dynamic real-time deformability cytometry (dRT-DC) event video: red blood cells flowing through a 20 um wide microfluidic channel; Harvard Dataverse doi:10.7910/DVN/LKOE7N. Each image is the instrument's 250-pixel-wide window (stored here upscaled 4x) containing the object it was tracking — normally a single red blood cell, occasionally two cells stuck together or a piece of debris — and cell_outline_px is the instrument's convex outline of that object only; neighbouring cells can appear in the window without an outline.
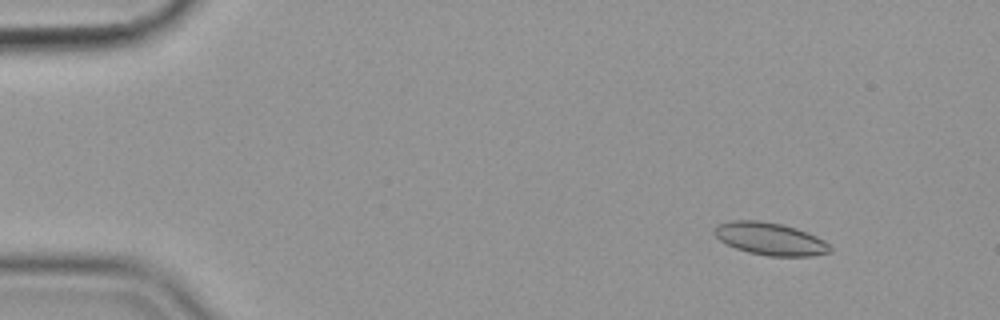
{"species": "common noctule bat (a hibernating species)", "species_latin": "Nyctalus noctula", "temperature_condition": "cold", "stored_images_in_passage": 54, "camera_frame_rate_fps": 3000, "um_per_image_px": 0.085, "animal": {"sex": "female", "body_mass_g": 19.9}, "frame": {"image": 1, "passage_image": 4, "time_ms": 1.0, "image_size_px": [1000, 320], "cell_outline_px": [[832, 252], [812, 256], [768, 256], [748, 252], [736, 248], [720, 240], [712, 232], [712, 228], [716, 224], [728, 220], [760, 220], [780, 224], [796, 228], [816, 236], [824, 240], [832, 248]], "centroid_in_image_um": [65.43, 20.29], "position_along_channel_um": 19.6, "area_um2": 22.08}}
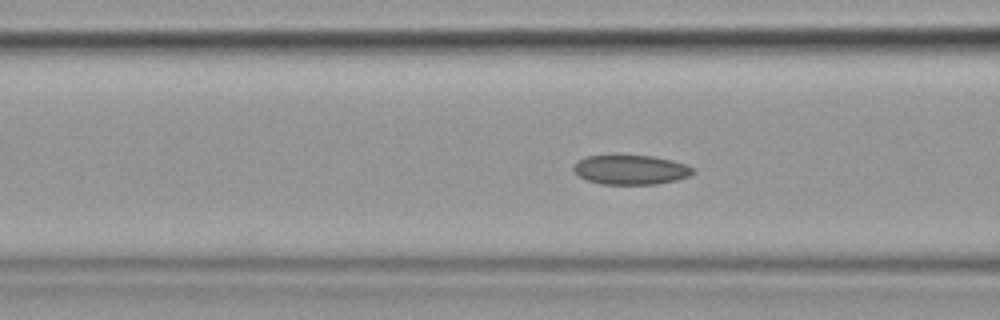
{"frame": {"image": 2, "passage_image": 20, "time_ms": 6.333, "image_size_px": [1000, 320], "cell_outline_px": [[696, 172], [688, 176], [676, 180], [656, 184], [600, 184], [588, 180], [580, 176], [572, 168], [576, 160], [588, 156], [652, 156], [672, 160], [688, 164], [696, 168]], "centroid_in_image_um": [53.66, 14.43], "position_along_channel_um": 112.9, "area_um2": 20.52}}
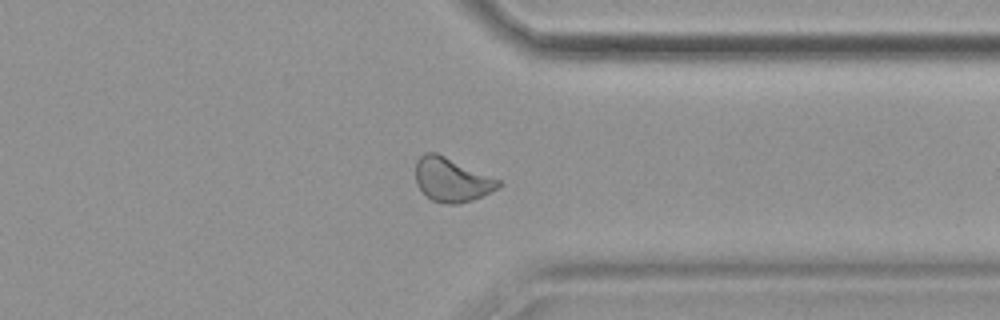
{"frame": {"image": 3, "passage_image": 42, "time_ms": 13.667, "image_size_px": [1000, 320], "cell_outline_px": [[504, 184], [472, 200], [456, 204], [448, 204], [432, 200], [416, 184], [416, 160], [424, 152], [436, 152], [504, 180]], "centroid_in_image_um": [38.43, 15.25], "position_along_channel_um": 373.0, "area_um2": 21.33}, "authors_computed_cell_mechanics": {"area_um2": 21.2126, "velocity_mm_per_s": 3.5654, "shape_relaxation_time_tau1_ms": 6.391, "shape_relaxation_time_tau2_ms": 2.8789, "deformation_change_tau1": 0.108, "deformation_change_tau2": 0.0882}}